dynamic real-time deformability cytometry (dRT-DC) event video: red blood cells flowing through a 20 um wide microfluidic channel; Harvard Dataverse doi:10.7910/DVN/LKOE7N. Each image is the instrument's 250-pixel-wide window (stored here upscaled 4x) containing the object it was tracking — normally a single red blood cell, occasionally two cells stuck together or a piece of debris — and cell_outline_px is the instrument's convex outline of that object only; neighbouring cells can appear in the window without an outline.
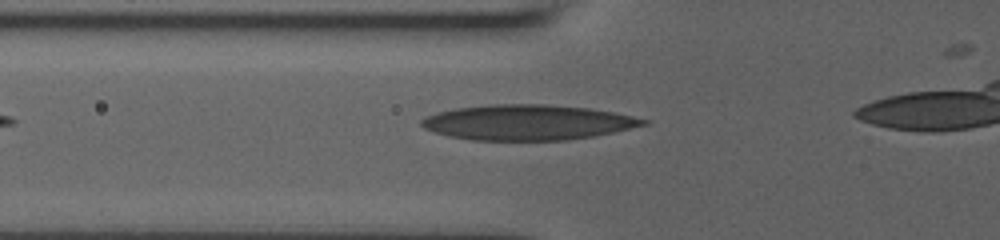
{"species": "human", "species_latin": "Homo sapiens", "temperature_condition": "room temperature", "stored_images_in_passage": 26, "camera_frame_rate_fps": 3000, "um_per_image_px": 0.085, "donor": {"sex": "male"}, "frame": {"image": 1, "passage_image": 2, "time_ms": 0.333, "image_size_px": [1000, 240], "cell_outline_px": [[652, 120], [648, 124], [612, 132], [592, 136], [568, 140], [472, 140], [452, 136], [436, 132], [424, 128], [420, 124], [420, 120], [428, 116], [440, 112], [456, 108], [492, 104], [544, 104], [588, 108], [612, 112]], "centroid_in_image_um": [44.87, 10.4], "position_along_channel_um": 80.9, "area_um2": 45.2}}
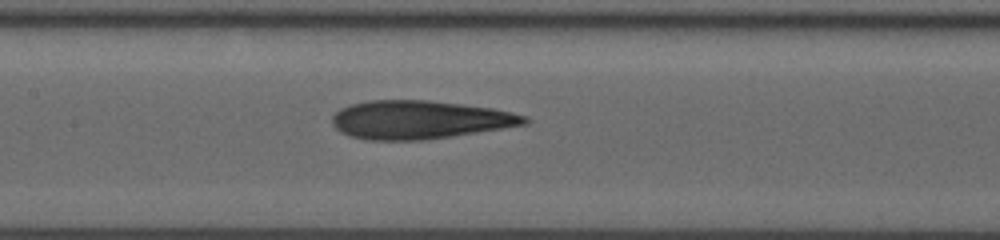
{"frame": {"image": 2, "passage_image": 8, "time_ms": 2.667, "image_size_px": [1000, 240], "cell_outline_px": [[528, 124], [448, 136], [420, 140], [368, 140], [352, 136], [340, 132], [332, 124], [332, 116], [340, 108], [348, 104], [368, 100], [428, 100], [492, 108], [512, 112], [528, 116]], "centroid_in_image_um": [35.62, 10.16], "position_along_channel_um": 171.8, "area_um2": 42.77}}
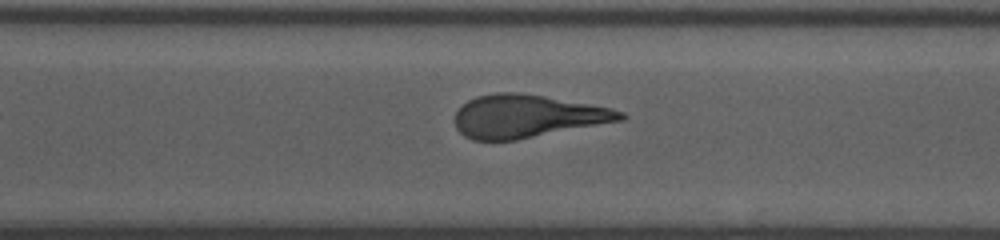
{"frame": {"image": 3, "passage_image": 18, "time_ms": 6.667, "image_size_px": [1000, 240], "cell_outline_px": [[628, 116], [624, 120], [516, 140], [472, 140], [464, 136], [456, 128], [456, 112], [468, 100], [476, 96], [496, 92], [520, 92], [544, 96], [612, 108], [624, 112]], "centroid_in_image_um": [44.82, 9.88], "position_along_channel_um": 325.8, "area_um2": 41.33}}